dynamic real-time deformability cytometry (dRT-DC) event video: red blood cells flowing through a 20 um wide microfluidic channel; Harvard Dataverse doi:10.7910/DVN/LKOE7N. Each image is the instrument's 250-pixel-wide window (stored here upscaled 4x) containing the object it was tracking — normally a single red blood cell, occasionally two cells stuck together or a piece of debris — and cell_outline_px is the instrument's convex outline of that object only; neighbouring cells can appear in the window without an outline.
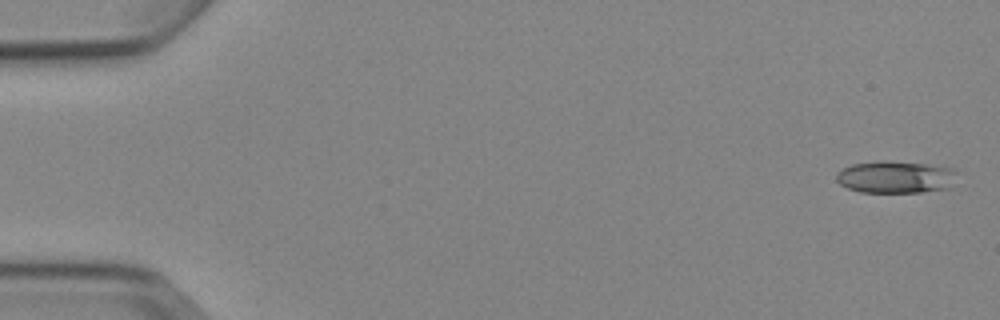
{"species": "Egyptian fruit bat (a non-hibernating species)", "species_latin": "Rousettus aegyptiacus", "temperature_condition": "cold", "stored_images_in_passage": 6, "camera_frame_rate_fps": 3000, "um_per_image_px": 0.085, "animal": {"sex": "female"}, "frame": {"image": 1, "passage_image": 1, "time_ms": 0.0, "image_size_px": [1000, 320], "cell_outline_px": [[956, 172], [952, 188], [920, 192], [860, 192], [848, 188], [840, 184], [836, 180], [836, 172], [852, 164], [884, 160], [924, 164], [952, 168]], "centroid_in_image_um": [76.11, 15.05], "position_along_channel_um": 8.9, "area_um2": 22.66}}